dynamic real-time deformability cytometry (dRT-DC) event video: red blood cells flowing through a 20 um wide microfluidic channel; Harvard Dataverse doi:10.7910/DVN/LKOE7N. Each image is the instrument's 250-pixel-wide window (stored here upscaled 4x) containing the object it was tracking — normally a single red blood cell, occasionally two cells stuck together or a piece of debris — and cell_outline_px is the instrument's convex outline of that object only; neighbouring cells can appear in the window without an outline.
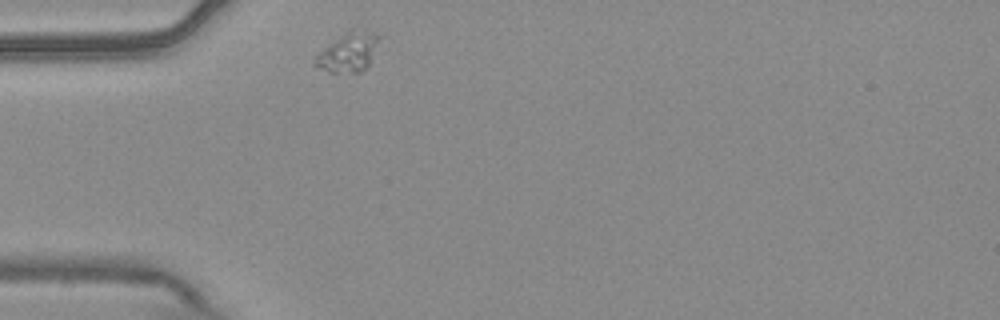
{"species": "common noctule bat (a hibernating species)", "species_latin": "Nyctalus noctula", "temperature_condition": "warm", "stored_images_in_passage": 34, "camera_frame_rate_fps": 3000, "um_per_image_px": 0.085, "animal": {"sex": "male", "body_mass_g": 20.4}, "frame": {"image": 1, "passage_image": 1, "time_ms": 0.0, "image_size_px": [1000, 320], "cell_outline_px": [[380, 36], [368, 64], [360, 72], [328, 72], [312, 64], [316, 56], [324, 48], [344, 36], [368, 32]], "centroid_in_image_um": [29.55, 4.55], "position_along_channel_um": 55.4, "area_um2": 13.12}}
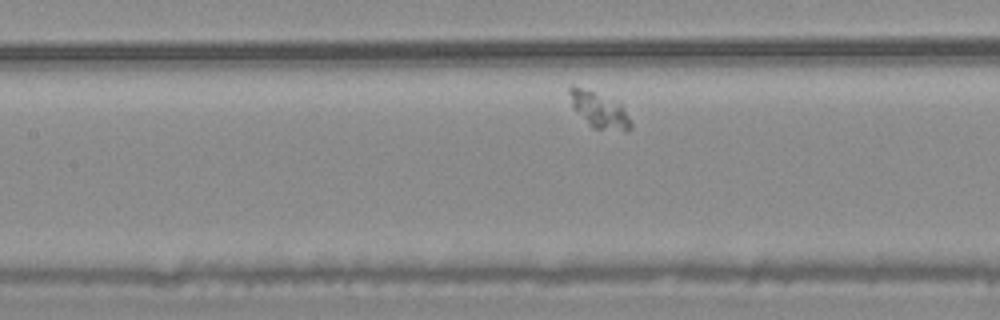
{"frame": {"image": 2, "passage_image": 11, "time_ms": 3.333, "image_size_px": [1000, 320], "cell_outline_px": [[632, 128], [592, 128], [572, 108], [568, 92], [568, 88], [572, 84], [620, 100], [632, 124]], "centroid_in_image_um": [50.87, 9.25], "position_along_channel_um": 156.5, "area_um2": 12.83}}
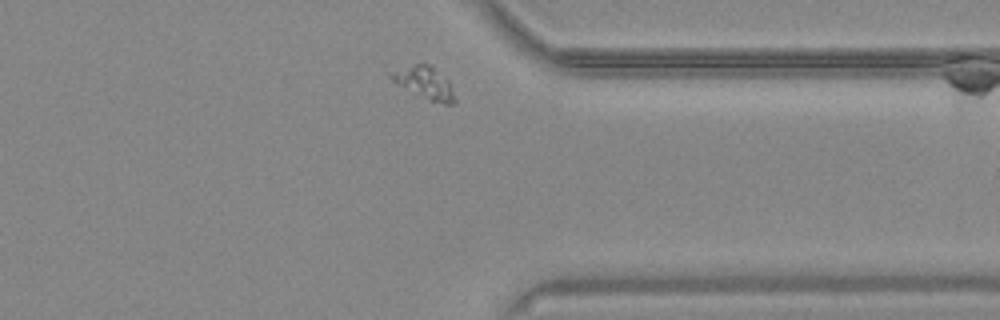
{"frame": {"image": 3, "passage_image": 31, "time_ms": 10.0, "image_size_px": [1000, 320], "cell_outline_px": [[456, 104], [444, 104], [432, 100], [396, 84], [388, 76], [392, 72], [416, 64], [428, 64], [448, 80], [456, 100]], "centroid_in_image_um": [36.12, 7.05], "position_along_channel_um": 375.3, "area_um2": 11.33}}